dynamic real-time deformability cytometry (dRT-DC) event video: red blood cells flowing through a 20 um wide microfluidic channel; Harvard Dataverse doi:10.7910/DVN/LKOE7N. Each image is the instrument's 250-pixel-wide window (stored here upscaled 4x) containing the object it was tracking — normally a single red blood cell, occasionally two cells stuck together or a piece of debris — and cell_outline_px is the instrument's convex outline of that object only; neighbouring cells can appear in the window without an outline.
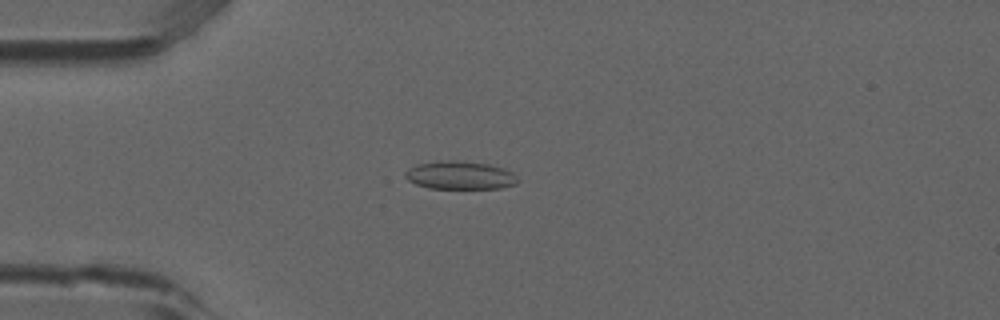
{"species": "common noctule bat (a hibernating species)", "species_latin": "Nyctalus noctula", "temperature_condition": "room temperature", "stored_images_in_passage": 50, "camera_frame_rate_fps": 3000, "um_per_image_px": 0.085, "animal": {"sex": "male", "forearm_length_mm": 52.5}, "frame": {"image": 1, "passage_image": 13, "time_ms": 4.0, "image_size_px": [1000, 320], "cell_outline_px": [[520, 180], [516, 184], [500, 188], [428, 188], [416, 184], [408, 180], [404, 176], [404, 172], [408, 168], [416, 164], [440, 160], [456, 160], [488, 164], [504, 168], [512, 172]], "centroid_in_image_um": [39.08, 14.89], "position_along_channel_um": 45.9, "area_um2": 18.61}}
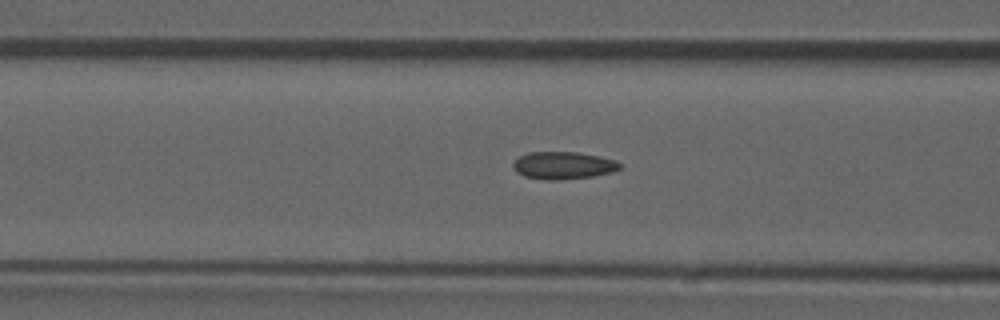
{"frame": {"image": 2, "passage_image": 20, "time_ms": 6.333, "image_size_px": [1000, 320], "cell_outline_px": [[620, 168], [612, 172], [592, 176], [556, 180], [544, 180], [524, 176], [516, 172], [512, 168], [512, 164], [520, 156], [528, 152], [576, 152], [600, 156], [616, 160], [620, 164]], "centroid_in_image_um": [47.85, 14.06], "position_along_channel_um": 118.8, "area_um2": 17.05}}
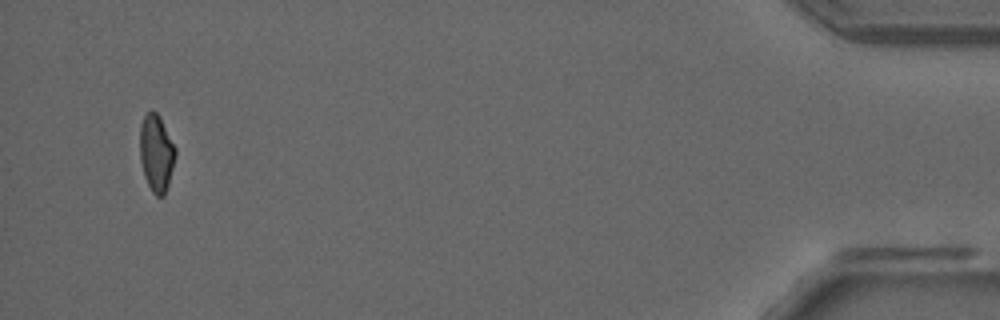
{"frame": {"image": 3, "passage_image": 50, "time_ms": 16.333, "image_size_px": [1000, 320], "cell_outline_px": [[176, 156], [168, 184], [164, 196], [156, 196], [152, 192], [144, 176], [140, 160], [140, 124], [144, 116], [148, 112], [156, 112], [160, 116], [176, 148]], "centroid_in_image_um": [13.29, 13.01], "position_along_channel_um": 421.9, "area_um2": 15.95}, "authors_computed_cell_mechanics": {"area_um2": 16.7909, "velocity_mm_per_s": 3.8548, "shape_relaxation_time_tau1_ms": null, "shape_relaxation_time_tau2_ms": 1.9891, "deformation_change_tau1": null, "deformation_change_tau2": 0.0863}}